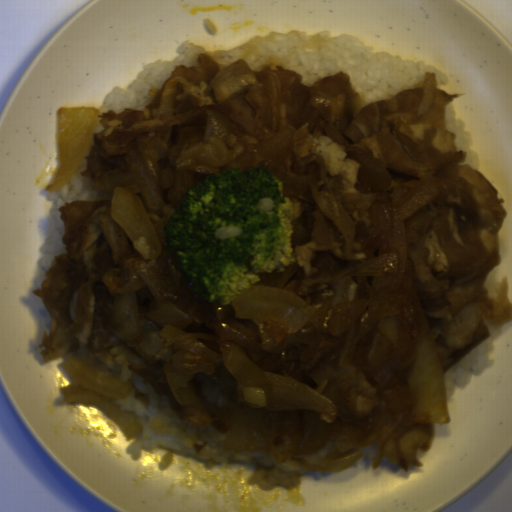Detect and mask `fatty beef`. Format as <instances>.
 <instances>
[{
  "label": "fatty beef",
  "mask_w": 512,
  "mask_h": 512,
  "mask_svg": "<svg viewBox=\"0 0 512 512\" xmlns=\"http://www.w3.org/2000/svg\"><path fill=\"white\" fill-rule=\"evenodd\" d=\"M178 64L144 109H109L80 175L114 194L138 196L160 254L147 259L111 214L112 200H73L58 254L33 295L50 317L39 354L45 364L75 350L92 355L121 346L143 378L185 424L224 434L223 452L270 450L278 463L312 464L377 444L383 459L408 472L432 443L434 422L415 414L408 376L417 363L420 319L429 322L442 376L490 338L491 323L512 322L508 280L498 298L484 288L500 265L498 233L507 214L493 184L465 161L446 107L462 94L423 85L360 108L344 72L315 82L265 67L245 93L216 102L218 62L200 53ZM328 136L359 164L358 180L329 176L314 152ZM267 168L294 203L292 253L285 271L259 272L256 285L287 290L314 310L291 333L274 321L235 317L231 302L194 293L167 253L163 227L190 187L230 168ZM117 292L136 294L141 337L129 341L109 322ZM174 325L222 358L197 371V400L177 403L164 364ZM236 346L263 371L294 378L337 408L272 411L238 399L225 358Z\"/></svg>",
  "instance_id": "fatty-beef-1"
}]
</instances>
